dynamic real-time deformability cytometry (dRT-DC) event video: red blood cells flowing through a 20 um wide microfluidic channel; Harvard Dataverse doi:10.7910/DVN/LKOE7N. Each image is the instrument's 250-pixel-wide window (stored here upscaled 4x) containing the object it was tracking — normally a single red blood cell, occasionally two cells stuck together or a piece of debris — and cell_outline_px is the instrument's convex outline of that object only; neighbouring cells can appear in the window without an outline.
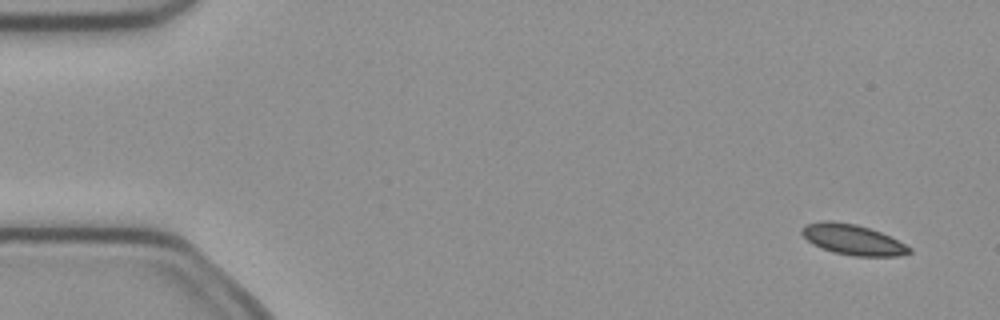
{"species": "common noctule bat (a hibernating species)", "species_latin": "Nyctalus noctula", "temperature_condition": "cold", "stored_images_in_passage": 5, "camera_frame_rate_fps": 3000, "um_per_image_px": 0.085, "animal": {"sex": "female", "body_mass_g": 21.9}, "frame": {"image": 1, "passage_image": 1, "time_ms": 0.0, "image_size_px": [1000, 320], "cell_outline_px": [[912, 252], [900, 256], [852, 256], [832, 252], [820, 248], [812, 244], [800, 232], [800, 228], [804, 224], [820, 220], [832, 220], [856, 224], [880, 232], [912, 248]], "centroid_in_image_um": [72.42, 20.36], "position_along_channel_um": 12.6, "area_um2": 19.25}}